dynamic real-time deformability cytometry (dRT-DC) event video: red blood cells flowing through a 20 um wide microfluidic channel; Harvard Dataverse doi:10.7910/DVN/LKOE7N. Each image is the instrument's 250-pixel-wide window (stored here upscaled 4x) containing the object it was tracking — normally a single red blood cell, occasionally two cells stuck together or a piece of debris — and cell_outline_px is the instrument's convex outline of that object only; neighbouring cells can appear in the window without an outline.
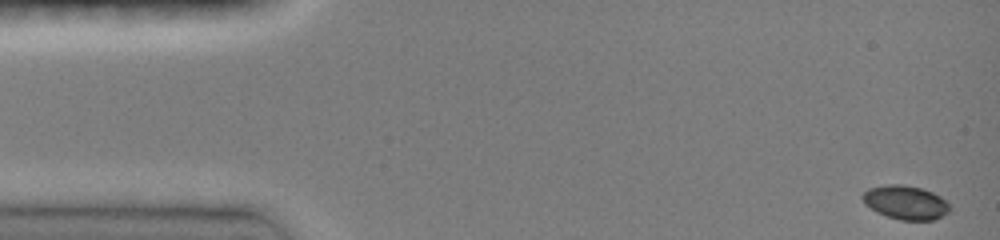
{"species": "common noctule bat (a hibernating species)", "species_latin": "Nyctalus noctula", "temperature_condition": "room temperature", "stored_images_in_passage": 45, "camera_frame_rate_fps": 3000, "um_per_image_px": 0.085, "animal": {"sex": "female", "body_mass_g": 19.0, "forearm_length_mm": 51.5}, "frame": {"image": 1, "passage_image": 1, "time_ms": 0.0, "image_size_px": [1000, 240], "cell_outline_px": [[952, 208], [948, 212], [936, 220], [900, 220], [876, 212], [864, 204], [860, 196], [868, 188], [888, 184], [904, 184], [920, 188], [932, 192], [940, 196]], "centroid_in_image_um": [76.95, 17.21], "position_along_channel_um": 8.0, "area_um2": 17.34}}
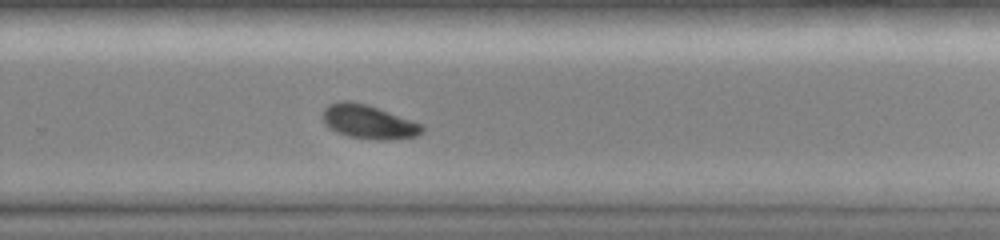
{"frame": {"image": 2, "passage_image": 31, "time_ms": 10.0, "image_size_px": [1000, 240], "cell_outline_px": [[424, 128], [416, 136], [388, 140], [380, 140], [348, 136], [336, 132], [328, 128], [324, 124], [324, 108], [328, 104], [340, 100], [352, 100], [368, 104], [424, 124]], "centroid_in_image_um": [31.31, 10.33], "position_along_channel_um": 298.5, "area_um2": 19.83}}
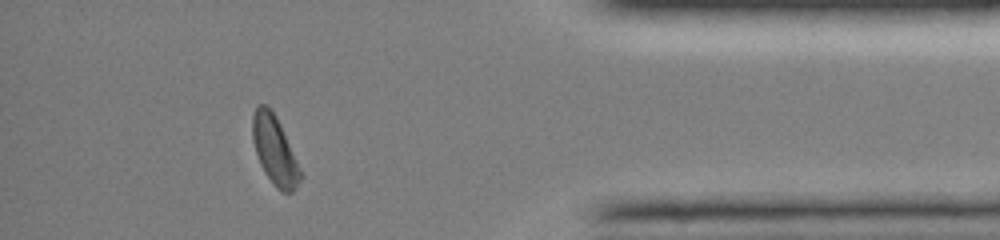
{"frame": {"image": 3, "passage_image": 41, "time_ms": 13.333, "image_size_px": [1000, 240], "cell_outline_px": [[300, 180], [296, 188], [292, 192], [284, 192], [276, 188], [264, 172], [260, 164], [252, 140], [252, 116], [256, 104], [264, 104], [276, 116], [280, 124], [300, 168]], "centroid_in_image_um": [23.31, 12.76], "position_along_channel_um": 411.9, "area_um2": 18.84}, "authors_computed_cell_mechanics": {"area_um2": 19.4786, "velocity_mm_per_s": 4.1049, "shape_relaxation_time_tau1_ms": 2.0012, "shape_relaxation_time_tau2_ms": null, "deformation_change_tau1": 0.0895, "deformation_change_tau2": null}}